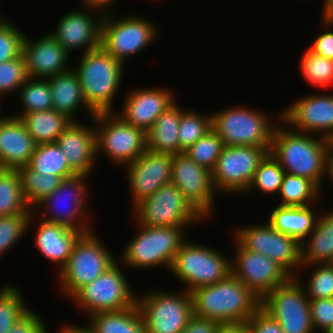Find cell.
<instances>
[{"mask_svg": "<svg viewBox=\"0 0 333 333\" xmlns=\"http://www.w3.org/2000/svg\"><path fill=\"white\" fill-rule=\"evenodd\" d=\"M270 148L272 156L280 163L285 173L311 180L323 193L326 174V160L333 142L292 129L278 114ZM281 124V125H280Z\"/></svg>", "mask_w": 333, "mask_h": 333, "instance_id": "6da1fadb", "label": "cell"}, {"mask_svg": "<svg viewBox=\"0 0 333 333\" xmlns=\"http://www.w3.org/2000/svg\"><path fill=\"white\" fill-rule=\"evenodd\" d=\"M193 314L219 323L247 322L261 300L232 273L190 292Z\"/></svg>", "mask_w": 333, "mask_h": 333, "instance_id": "7a4b0ae2", "label": "cell"}, {"mask_svg": "<svg viewBox=\"0 0 333 333\" xmlns=\"http://www.w3.org/2000/svg\"><path fill=\"white\" fill-rule=\"evenodd\" d=\"M79 65L73 66L81 85L84 100L96 113L115 112V96L124 76V63L108 54L101 46L81 53Z\"/></svg>", "mask_w": 333, "mask_h": 333, "instance_id": "3957f363", "label": "cell"}, {"mask_svg": "<svg viewBox=\"0 0 333 333\" xmlns=\"http://www.w3.org/2000/svg\"><path fill=\"white\" fill-rule=\"evenodd\" d=\"M134 225L137 233L121 252V264L140 270L163 266L170 271L176 253L188 240L184 231L188 227Z\"/></svg>", "mask_w": 333, "mask_h": 333, "instance_id": "277c9868", "label": "cell"}, {"mask_svg": "<svg viewBox=\"0 0 333 333\" xmlns=\"http://www.w3.org/2000/svg\"><path fill=\"white\" fill-rule=\"evenodd\" d=\"M97 235L96 231L83 233L75 243L66 265L56 273L57 289L62 297L70 300L82 287L101 276L116 262V257Z\"/></svg>", "mask_w": 333, "mask_h": 333, "instance_id": "5b68a950", "label": "cell"}, {"mask_svg": "<svg viewBox=\"0 0 333 333\" xmlns=\"http://www.w3.org/2000/svg\"><path fill=\"white\" fill-rule=\"evenodd\" d=\"M211 117L212 130L223 140L224 146L271 147L278 124L267 112L240 104L213 112Z\"/></svg>", "mask_w": 333, "mask_h": 333, "instance_id": "8992f818", "label": "cell"}, {"mask_svg": "<svg viewBox=\"0 0 333 333\" xmlns=\"http://www.w3.org/2000/svg\"><path fill=\"white\" fill-rule=\"evenodd\" d=\"M170 272L191 292L228 277L232 273L231 259L216 248L186 240L176 253Z\"/></svg>", "mask_w": 333, "mask_h": 333, "instance_id": "52a82bcc", "label": "cell"}, {"mask_svg": "<svg viewBox=\"0 0 333 333\" xmlns=\"http://www.w3.org/2000/svg\"><path fill=\"white\" fill-rule=\"evenodd\" d=\"M87 177L76 175L63 180L57 189L33 208V213L44 221L68 226L83 233L94 231L91 225L93 222H88L91 217L87 214L89 207ZM41 209L44 210L42 213Z\"/></svg>", "mask_w": 333, "mask_h": 333, "instance_id": "ba28073f", "label": "cell"}, {"mask_svg": "<svg viewBox=\"0 0 333 333\" xmlns=\"http://www.w3.org/2000/svg\"><path fill=\"white\" fill-rule=\"evenodd\" d=\"M106 13L102 20L101 47L125 64V59L141 54L158 38L159 28L153 20L133 14L114 17Z\"/></svg>", "mask_w": 333, "mask_h": 333, "instance_id": "9c48e42d", "label": "cell"}, {"mask_svg": "<svg viewBox=\"0 0 333 333\" xmlns=\"http://www.w3.org/2000/svg\"><path fill=\"white\" fill-rule=\"evenodd\" d=\"M94 127L97 159L102 154L123 168L147 150L146 132L127 124L116 112L96 113Z\"/></svg>", "mask_w": 333, "mask_h": 333, "instance_id": "30bf717a", "label": "cell"}, {"mask_svg": "<svg viewBox=\"0 0 333 333\" xmlns=\"http://www.w3.org/2000/svg\"><path fill=\"white\" fill-rule=\"evenodd\" d=\"M119 261L101 276L82 287L71 299L79 310L90 316L100 312L127 309L137 302V295L126 279ZM122 268V269H121Z\"/></svg>", "mask_w": 333, "mask_h": 333, "instance_id": "8fae6325", "label": "cell"}, {"mask_svg": "<svg viewBox=\"0 0 333 333\" xmlns=\"http://www.w3.org/2000/svg\"><path fill=\"white\" fill-rule=\"evenodd\" d=\"M152 290L137 294V305L143 316L146 333H180L193 315L189 291Z\"/></svg>", "mask_w": 333, "mask_h": 333, "instance_id": "7c38bea8", "label": "cell"}, {"mask_svg": "<svg viewBox=\"0 0 333 333\" xmlns=\"http://www.w3.org/2000/svg\"><path fill=\"white\" fill-rule=\"evenodd\" d=\"M132 209L136 223L146 226L190 227L193 223L206 220L171 183L162 186Z\"/></svg>", "mask_w": 333, "mask_h": 333, "instance_id": "4fadbf2b", "label": "cell"}, {"mask_svg": "<svg viewBox=\"0 0 333 333\" xmlns=\"http://www.w3.org/2000/svg\"><path fill=\"white\" fill-rule=\"evenodd\" d=\"M265 222L238 226V229H233L232 238L247 250L268 256L291 277H296L302 266L301 242L274 229L267 220Z\"/></svg>", "mask_w": 333, "mask_h": 333, "instance_id": "5bb4252c", "label": "cell"}, {"mask_svg": "<svg viewBox=\"0 0 333 333\" xmlns=\"http://www.w3.org/2000/svg\"><path fill=\"white\" fill-rule=\"evenodd\" d=\"M300 275L291 277L261 299L260 306L278 321L284 333L315 332Z\"/></svg>", "mask_w": 333, "mask_h": 333, "instance_id": "9a60e30c", "label": "cell"}, {"mask_svg": "<svg viewBox=\"0 0 333 333\" xmlns=\"http://www.w3.org/2000/svg\"><path fill=\"white\" fill-rule=\"evenodd\" d=\"M271 147L224 146L212 179L216 191L228 195H244L253 180L259 162Z\"/></svg>", "mask_w": 333, "mask_h": 333, "instance_id": "2e32d148", "label": "cell"}, {"mask_svg": "<svg viewBox=\"0 0 333 333\" xmlns=\"http://www.w3.org/2000/svg\"><path fill=\"white\" fill-rule=\"evenodd\" d=\"M170 183L183 193L206 220L211 218L215 209V196L218 195L212 171L198 165L187 153L180 152L173 155Z\"/></svg>", "mask_w": 333, "mask_h": 333, "instance_id": "e0dca14e", "label": "cell"}, {"mask_svg": "<svg viewBox=\"0 0 333 333\" xmlns=\"http://www.w3.org/2000/svg\"><path fill=\"white\" fill-rule=\"evenodd\" d=\"M235 253L231 259L232 274L260 300L291 276L268 256L244 248L235 238Z\"/></svg>", "mask_w": 333, "mask_h": 333, "instance_id": "ac0fdd59", "label": "cell"}, {"mask_svg": "<svg viewBox=\"0 0 333 333\" xmlns=\"http://www.w3.org/2000/svg\"><path fill=\"white\" fill-rule=\"evenodd\" d=\"M333 92L295 99L282 111V120L292 129L317 134L333 142Z\"/></svg>", "mask_w": 333, "mask_h": 333, "instance_id": "d6986e66", "label": "cell"}, {"mask_svg": "<svg viewBox=\"0 0 333 333\" xmlns=\"http://www.w3.org/2000/svg\"><path fill=\"white\" fill-rule=\"evenodd\" d=\"M83 8L85 10H72L64 14L61 20L59 19L56 29L50 32L70 54L80 49L85 53L101 45L102 20L105 14L87 6Z\"/></svg>", "mask_w": 333, "mask_h": 333, "instance_id": "ffe728a7", "label": "cell"}, {"mask_svg": "<svg viewBox=\"0 0 333 333\" xmlns=\"http://www.w3.org/2000/svg\"><path fill=\"white\" fill-rule=\"evenodd\" d=\"M173 155L146 150L127 164L126 179L133 200L132 207L170 184Z\"/></svg>", "mask_w": 333, "mask_h": 333, "instance_id": "44dd1931", "label": "cell"}, {"mask_svg": "<svg viewBox=\"0 0 333 333\" xmlns=\"http://www.w3.org/2000/svg\"><path fill=\"white\" fill-rule=\"evenodd\" d=\"M121 112L116 113L124 122L147 132L158 117L176 100L167 87H138L126 93Z\"/></svg>", "mask_w": 333, "mask_h": 333, "instance_id": "7402d4cb", "label": "cell"}, {"mask_svg": "<svg viewBox=\"0 0 333 333\" xmlns=\"http://www.w3.org/2000/svg\"><path fill=\"white\" fill-rule=\"evenodd\" d=\"M22 56L30 78L47 79L73 68L68 62L70 53L50 33L36 40L25 35Z\"/></svg>", "mask_w": 333, "mask_h": 333, "instance_id": "603a6c76", "label": "cell"}, {"mask_svg": "<svg viewBox=\"0 0 333 333\" xmlns=\"http://www.w3.org/2000/svg\"><path fill=\"white\" fill-rule=\"evenodd\" d=\"M91 125L72 121L60 134L56 144L67 157L70 169L76 175L89 176L95 172L97 165L96 131L94 117Z\"/></svg>", "mask_w": 333, "mask_h": 333, "instance_id": "cb8c5ba5", "label": "cell"}, {"mask_svg": "<svg viewBox=\"0 0 333 333\" xmlns=\"http://www.w3.org/2000/svg\"><path fill=\"white\" fill-rule=\"evenodd\" d=\"M37 143L26 131L23 122L12 115L0 113V166L18 169L28 165Z\"/></svg>", "mask_w": 333, "mask_h": 333, "instance_id": "d4e9b609", "label": "cell"}, {"mask_svg": "<svg viewBox=\"0 0 333 333\" xmlns=\"http://www.w3.org/2000/svg\"><path fill=\"white\" fill-rule=\"evenodd\" d=\"M36 218L35 222L38 220V224L33 243L44 258L56 263L57 270L60 272L69 260L73 247L83 232L44 221L37 216Z\"/></svg>", "mask_w": 333, "mask_h": 333, "instance_id": "484cf974", "label": "cell"}, {"mask_svg": "<svg viewBox=\"0 0 333 333\" xmlns=\"http://www.w3.org/2000/svg\"><path fill=\"white\" fill-rule=\"evenodd\" d=\"M47 79L50 86L53 108L56 111L64 113L72 121H77L75 115L80 111V108L85 109L84 111L87 112L90 119L94 117L95 113L88 107L84 100L78 75L73 68Z\"/></svg>", "mask_w": 333, "mask_h": 333, "instance_id": "4316f807", "label": "cell"}, {"mask_svg": "<svg viewBox=\"0 0 333 333\" xmlns=\"http://www.w3.org/2000/svg\"><path fill=\"white\" fill-rule=\"evenodd\" d=\"M301 265L333 263V210L317 218L313 231L301 241Z\"/></svg>", "mask_w": 333, "mask_h": 333, "instance_id": "83f0119b", "label": "cell"}, {"mask_svg": "<svg viewBox=\"0 0 333 333\" xmlns=\"http://www.w3.org/2000/svg\"><path fill=\"white\" fill-rule=\"evenodd\" d=\"M186 109L176 101L169 106L146 132L147 149L153 152L176 155L180 153L178 128L180 117Z\"/></svg>", "mask_w": 333, "mask_h": 333, "instance_id": "f1b7e54d", "label": "cell"}, {"mask_svg": "<svg viewBox=\"0 0 333 333\" xmlns=\"http://www.w3.org/2000/svg\"><path fill=\"white\" fill-rule=\"evenodd\" d=\"M314 205L305 207L277 205L270 210L271 213L266 220L274 229L301 242L315 227L318 212H314Z\"/></svg>", "mask_w": 333, "mask_h": 333, "instance_id": "f546056e", "label": "cell"}, {"mask_svg": "<svg viewBox=\"0 0 333 333\" xmlns=\"http://www.w3.org/2000/svg\"><path fill=\"white\" fill-rule=\"evenodd\" d=\"M92 333H146V326L137 303L127 309L100 312L88 316Z\"/></svg>", "mask_w": 333, "mask_h": 333, "instance_id": "4dcf8cb0", "label": "cell"}, {"mask_svg": "<svg viewBox=\"0 0 333 333\" xmlns=\"http://www.w3.org/2000/svg\"><path fill=\"white\" fill-rule=\"evenodd\" d=\"M19 119L37 144L56 142L64 129L72 122L64 113L58 112L54 108L28 112Z\"/></svg>", "mask_w": 333, "mask_h": 333, "instance_id": "1f68e13d", "label": "cell"}, {"mask_svg": "<svg viewBox=\"0 0 333 333\" xmlns=\"http://www.w3.org/2000/svg\"><path fill=\"white\" fill-rule=\"evenodd\" d=\"M27 166L42 175H59L64 180L76 176L56 142L37 144Z\"/></svg>", "mask_w": 333, "mask_h": 333, "instance_id": "d6a6232c", "label": "cell"}, {"mask_svg": "<svg viewBox=\"0 0 333 333\" xmlns=\"http://www.w3.org/2000/svg\"><path fill=\"white\" fill-rule=\"evenodd\" d=\"M280 206L305 207L317 203L321 190L309 179L285 173L277 194ZM317 200V201H316Z\"/></svg>", "mask_w": 333, "mask_h": 333, "instance_id": "836d02e7", "label": "cell"}, {"mask_svg": "<svg viewBox=\"0 0 333 333\" xmlns=\"http://www.w3.org/2000/svg\"><path fill=\"white\" fill-rule=\"evenodd\" d=\"M17 170L21 178L23 197L32 210L41 200L57 189L64 180L59 175H42L27 165L19 167Z\"/></svg>", "mask_w": 333, "mask_h": 333, "instance_id": "e575fe53", "label": "cell"}, {"mask_svg": "<svg viewBox=\"0 0 333 333\" xmlns=\"http://www.w3.org/2000/svg\"><path fill=\"white\" fill-rule=\"evenodd\" d=\"M31 208L22 193L21 178L17 169L0 171V216L27 214Z\"/></svg>", "mask_w": 333, "mask_h": 333, "instance_id": "d590c367", "label": "cell"}, {"mask_svg": "<svg viewBox=\"0 0 333 333\" xmlns=\"http://www.w3.org/2000/svg\"><path fill=\"white\" fill-rule=\"evenodd\" d=\"M18 99L22 106L19 113L10 114L20 118L23 114L53 108V101L48 79L30 78L18 90Z\"/></svg>", "mask_w": 333, "mask_h": 333, "instance_id": "8d00e7d4", "label": "cell"}, {"mask_svg": "<svg viewBox=\"0 0 333 333\" xmlns=\"http://www.w3.org/2000/svg\"><path fill=\"white\" fill-rule=\"evenodd\" d=\"M300 73L313 88H329L333 84V60L317 55L309 48L300 57Z\"/></svg>", "mask_w": 333, "mask_h": 333, "instance_id": "74e56055", "label": "cell"}, {"mask_svg": "<svg viewBox=\"0 0 333 333\" xmlns=\"http://www.w3.org/2000/svg\"><path fill=\"white\" fill-rule=\"evenodd\" d=\"M284 175L285 171L280 163L268 152L259 162L245 195H248L247 193L252 192V190L256 191L258 189L259 192L261 191L260 193L266 196L273 197L275 195L277 197Z\"/></svg>", "mask_w": 333, "mask_h": 333, "instance_id": "f35d334b", "label": "cell"}, {"mask_svg": "<svg viewBox=\"0 0 333 333\" xmlns=\"http://www.w3.org/2000/svg\"><path fill=\"white\" fill-rule=\"evenodd\" d=\"M21 292L18 286L12 284H4L0 288V333H9L13 325L30 310Z\"/></svg>", "mask_w": 333, "mask_h": 333, "instance_id": "ab89813d", "label": "cell"}, {"mask_svg": "<svg viewBox=\"0 0 333 333\" xmlns=\"http://www.w3.org/2000/svg\"><path fill=\"white\" fill-rule=\"evenodd\" d=\"M212 130L210 114H200L195 109H187L180 117L178 136L180 152L188 150L197 140Z\"/></svg>", "mask_w": 333, "mask_h": 333, "instance_id": "60d3db41", "label": "cell"}, {"mask_svg": "<svg viewBox=\"0 0 333 333\" xmlns=\"http://www.w3.org/2000/svg\"><path fill=\"white\" fill-rule=\"evenodd\" d=\"M35 219L32 209L27 214L0 216V258L30 231Z\"/></svg>", "mask_w": 333, "mask_h": 333, "instance_id": "b9f144b4", "label": "cell"}, {"mask_svg": "<svg viewBox=\"0 0 333 333\" xmlns=\"http://www.w3.org/2000/svg\"><path fill=\"white\" fill-rule=\"evenodd\" d=\"M312 267H314L311 271L313 273L310 274L308 281L305 280V284L302 283L308 299L333 298V263L302 265L300 270Z\"/></svg>", "mask_w": 333, "mask_h": 333, "instance_id": "7bdbcfd3", "label": "cell"}, {"mask_svg": "<svg viewBox=\"0 0 333 333\" xmlns=\"http://www.w3.org/2000/svg\"><path fill=\"white\" fill-rule=\"evenodd\" d=\"M223 147V140L213 130H210L186 150L185 153L198 165L212 171L221 155Z\"/></svg>", "mask_w": 333, "mask_h": 333, "instance_id": "ee69618b", "label": "cell"}, {"mask_svg": "<svg viewBox=\"0 0 333 333\" xmlns=\"http://www.w3.org/2000/svg\"><path fill=\"white\" fill-rule=\"evenodd\" d=\"M25 34L11 20L0 16V63L22 55Z\"/></svg>", "mask_w": 333, "mask_h": 333, "instance_id": "f6af8a7d", "label": "cell"}, {"mask_svg": "<svg viewBox=\"0 0 333 333\" xmlns=\"http://www.w3.org/2000/svg\"><path fill=\"white\" fill-rule=\"evenodd\" d=\"M28 79L23 56L0 63V106L1 98L18 92ZM9 93V94H8Z\"/></svg>", "mask_w": 333, "mask_h": 333, "instance_id": "bcb514c9", "label": "cell"}, {"mask_svg": "<svg viewBox=\"0 0 333 333\" xmlns=\"http://www.w3.org/2000/svg\"><path fill=\"white\" fill-rule=\"evenodd\" d=\"M310 315L315 333L333 332V298L309 299ZM321 331V332H320Z\"/></svg>", "mask_w": 333, "mask_h": 333, "instance_id": "7dc6e473", "label": "cell"}, {"mask_svg": "<svg viewBox=\"0 0 333 333\" xmlns=\"http://www.w3.org/2000/svg\"><path fill=\"white\" fill-rule=\"evenodd\" d=\"M324 32L315 36L309 49L317 55L333 60V15L321 14Z\"/></svg>", "mask_w": 333, "mask_h": 333, "instance_id": "c3c4849f", "label": "cell"}, {"mask_svg": "<svg viewBox=\"0 0 333 333\" xmlns=\"http://www.w3.org/2000/svg\"><path fill=\"white\" fill-rule=\"evenodd\" d=\"M246 323L249 333H284L278 321L261 306Z\"/></svg>", "mask_w": 333, "mask_h": 333, "instance_id": "681fc988", "label": "cell"}, {"mask_svg": "<svg viewBox=\"0 0 333 333\" xmlns=\"http://www.w3.org/2000/svg\"><path fill=\"white\" fill-rule=\"evenodd\" d=\"M44 322L42 316L30 309L13 325L9 333H50Z\"/></svg>", "mask_w": 333, "mask_h": 333, "instance_id": "f907efd6", "label": "cell"}, {"mask_svg": "<svg viewBox=\"0 0 333 333\" xmlns=\"http://www.w3.org/2000/svg\"><path fill=\"white\" fill-rule=\"evenodd\" d=\"M219 324L218 321L193 314L188 325L180 333H215Z\"/></svg>", "mask_w": 333, "mask_h": 333, "instance_id": "816d5d0a", "label": "cell"}, {"mask_svg": "<svg viewBox=\"0 0 333 333\" xmlns=\"http://www.w3.org/2000/svg\"><path fill=\"white\" fill-rule=\"evenodd\" d=\"M215 333H249L246 322L220 323Z\"/></svg>", "mask_w": 333, "mask_h": 333, "instance_id": "f5cc1de1", "label": "cell"}, {"mask_svg": "<svg viewBox=\"0 0 333 333\" xmlns=\"http://www.w3.org/2000/svg\"><path fill=\"white\" fill-rule=\"evenodd\" d=\"M82 4L92 9L101 11L102 13H110L109 8L115 5L116 0H81ZM112 5V6H111Z\"/></svg>", "mask_w": 333, "mask_h": 333, "instance_id": "db71d44e", "label": "cell"}, {"mask_svg": "<svg viewBox=\"0 0 333 333\" xmlns=\"http://www.w3.org/2000/svg\"><path fill=\"white\" fill-rule=\"evenodd\" d=\"M59 333H92L90 327L87 326H80L79 324H70L67 323L66 325L63 323Z\"/></svg>", "mask_w": 333, "mask_h": 333, "instance_id": "11a10c76", "label": "cell"}, {"mask_svg": "<svg viewBox=\"0 0 333 333\" xmlns=\"http://www.w3.org/2000/svg\"><path fill=\"white\" fill-rule=\"evenodd\" d=\"M325 178H329L328 180L333 183V144L331 145L327 155Z\"/></svg>", "mask_w": 333, "mask_h": 333, "instance_id": "9f6ffc18", "label": "cell"}, {"mask_svg": "<svg viewBox=\"0 0 333 333\" xmlns=\"http://www.w3.org/2000/svg\"><path fill=\"white\" fill-rule=\"evenodd\" d=\"M323 15H333V0H323Z\"/></svg>", "mask_w": 333, "mask_h": 333, "instance_id": "6f0895ef", "label": "cell"}]
</instances>
